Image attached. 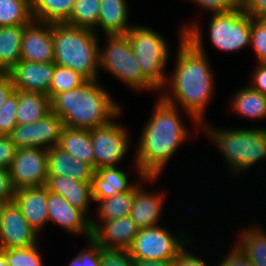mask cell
<instances>
[{
  "instance_id": "f35d334b",
  "label": "cell",
  "mask_w": 266,
  "mask_h": 266,
  "mask_svg": "<svg viewBox=\"0 0 266 266\" xmlns=\"http://www.w3.org/2000/svg\"><path fill=\"white\" fill-rule=\"evenodd\" d=\"M234 246V247H233ZM232 248L222 255V259L217 260L218 266H253L250 260L243 254L239 248L235 244H233Z\"/></svg>"
},
{
  "instance_id": "d6986e66",
  "label": "cell",
  "mask_w": 266,
  "mask_h": 266,
  "mask_svg": "<svg viewBox=\"0 0 266 266\" xmlns=\"http://www.w3.org/2000/svg\"><path fill=\"white\" fill-rule=\"evenodd\" d=\"M13 201L28 223L40 234L49 223L47 210V186L15 190Z\"/></svg>"
},
{
  "instance_id": "5bb4252c",
  "label": "cell",
  "mask_w": 266,
  "mask_h": 266,
  "mask_svg": "<svg viewBox=\"0 0 266 266\" xmlns=\"http://www.w3.org/2000/svg\"><path fill=\"white\" fill-rule=\"evenodd\" d=\"M39 237L16 203L7 202L0 219V250L29 247L40 243Z\"/></svg>"
},
{
  "instance_id": "7dc6e473",
  "label": "cell",
  "mask_w": 266,
  "mask_h": 266,
  "mask_svg": "<svg viewBox=\"0 0 266 266\" xmlns=\"http://www.w3.org/2000/svg\"><path fill=\"white\" fill-rule=\"evenodd\" d=\"M0 266H9L7 258L2 250H0Z\"/></svg>"
},
{
  "instance_id": "ba28073f",
  "label": "cell",
  "mask_w": 266,
  "mask_h": 266,
  "mask_svg": "<svg viewBox=\"0 0 266 266\" xmlns=\"http://www.w3.org/2000/svg\"><path fill=\"white\" fill-rule=\"evenodd\" d=\"M209 16L208 37L217 51L231 54L250 46L252 17L242 7Z\"/></svg>"
},
{
  "instance_id": "ffe728a7",
  "label": "cell",
  "mask_w": 266,
  "mask_h": 266,
  "mask_svg": "<svg viewBox=\"0 0 266 266\" xmlns=\"http://www.w3.org/2000/svg\"><path fill=\"white\" fill-rule=\"evenodd\" d=\"M48 176L72 177L75 180L92 183L94 168L79 161L58 146L47 150Z\"/></svg>"
},
{
  "instance_id": "52a82bcc",
  "label": "cell",
  "mask_w": 266,
  "mask_h": 266,
  "mask_svg": "<svg viewBox=\"0 0 266 266\" xmlns=\"http://www.w3.org/2000/svg\"><path fill=\"white\" fill-rule=\"evenodd\" d=\"M99 42V70L108 72L133 92H159L143 75L127 35H105ZM102 47V48H101ZM153 90V91H152Z\"/></svg>"
},
{
  "instance_id": "bcb514c9",
  "label": "cell",
  "mask_w": 266,
  "mask_h": 266,
  "mask_svg": "<svg viewBox=\"0 0 266 266\" xmlns=\"http://www.w3.org/2000/svg\"><path fill=\"white\" fill-rule=\"evenodd\" d=\"M134 266H175L174 261L134 260Z\"/></svg>"
},
{
  "instance_id": "4316f807",
  "label": "cell",
  "mask_w": 266,
  "mask_h": 266,
  "mask_svg": "<svg viewBox=\"0 0 266 266\" xmlns=\"http://www.w3.org/2000/svg\"><path fill=\"white\" fill-rule=\"evenodd\" d=\"M25 25L0 27V72H9L21 58Z\"/></svg>"
},
{
  "instance_id": "f1b7e54d",
  "label": "cell",
  "mask_w": 266,
  "mask_h": 266,
  "mask_svg": "<svg viewBox=\"0 0 266 266\" xmlns=\"http://www.w3.org/2000/svg\"><path fill=\"white\" fill-rule=\"evenodd\" d=\"M75 0H31L33 19L48 23H64Z\"/></svg>"
},
{
  "instance_id": "603a6c76",
  "label": "cell",
  "mask_w": 266,
  "mask_h": 266,
  "mask_svg": "<svg viewBox=\"0 0 266 266\" xmlns=\"http://www.w3.org/2000/svg\"><path fill=\"white\" fill-rule=\"evenodd\" d=\"M129 0H100L98 29L104 35H126L133 26L129 23Z\"/></svg>"
},
{
  "instance_id": "44dd1931",
  "label": "cell",
  "mask_w": 266,
  "mask_h": 266,
  "mask_svg": "<svg viewBox=\"0 0 266 266\" xmlns=\"http://www.w3.org/2000/svg\"><path fill=\"white\" fill-rule=\"evenodd\" d=\"M52 193L63 196L71 206L84 212L90 219L89 208L93 201L92 185L72 177L48 176L46 185ZM90 215V216H89Z\"/></svg>"
},
{
  "instance_id": "d4e9b609",
  "label": "cell",
  "mask_w": 266,
  "mask_h": 266,
  "mask_svg": "<svg viewBox=\"0 0 266 266\" xmlns=\"http://www.w3.org/2000/svg\"><path fill=\"white\" fill-rule=\"evenodd\" d=\"M58 147L71 154L77 160L88 163L95 170V158L90 130L65 126Z\"/></svg>"
},
{
  "instance_id": "d590c367",
  "label": "cell",
  "mask_w": 266,
  "mask_h": 266,
  "mask_svg": "<svg viewBox=\"0 0 266 266\" xmlns=\"http://www.w3.org/2000/svg\"><path fill=\"white\" fill-rule=\"evenodd\" d=\"M88 248H82L68 266H101L100 247L92 240H86Z\"/></svg>"
},
{
  "instance_id": "f546056e",
  "label": "cell",
  "mask_w": 266,
  "mask_h": 266,
  "mask_svg": "<svg viewBox=\"0 0 266 266\" xmlns=\"http://www.w3.org/2000/svg\"><path fill=\"white\" fill-rule=\"evenodd\" d=\"M100 0H75L70 17L64 22L73 27L88 28L98 33Z\"/></svg>"
},
{
  "instance_id": "7402d4cb",
  "label": "cell",
  "mask_w": 266,
  "mask_h": 266,
  "mask_svg": "<svg viewBox=\"0 0 266 266\" xmlns=\"http://www.w3.org/2000/svg\"><path fill=\"white\" fill-rule=\"evenodd\" d=\"M137 182L130 181L129 175L118 166L102 167L95 170L92 178L93 200L106 199L129 191Z\"/></svg>"
},
{
  "instance_id": "ac0fdd59",
  "label": "cell",
  "mask_w": 266,
  "mask_h": 266,
  "mask_svg": "<svg viewBox=\"0 0 266 266\" xmlns=\"http://www.w3.org/2000/svg\"><path fill=\"white\" fill-rule=\"evenodd\" d=\"M54 71V62L43 63L20 60L7 73L11 76L15 90L48 95Z\"/></svg>"
},
{
  "instance_id": "9a60e30c",
  "label": "cell",
  "mask_w": 266,
  "mask_h": 266,
  "mask_svg": "<svg viewBox=\"0 0 266 266\" xmlns=\"http://www.w3.org/2000/svg\"><path fill=\"white\" fill-rule=\"evenodd\" d=\"M47 210L49 223L54 222L66 233L77 237L82 234L86 240L91 239V219L81 210L71 206L63 196L49 191L48 187Z\"/></svg>"
},
{
  "instance_id": "cb8c5ba5",
  "label": "cell",
  "mask_w": 266,
  "mask_h": 266,
  "mask_svg": "<svg viewBox=\"0 0 266 266\" xmlns=\"http://www.w3.org/2000/svg\"><path fill=\"white\" fill-rule=\"evenodd\" d=\"M229 105L230 111L241 118L256 122L266 119V94L259 93L250 85L237 89Z\"/></svg>"
},
{
  "instance_id": "277c9868",
  "label": "cell",
  "mask_w": 266,
  "mask_h": 266,
  "mask_svg": "<svg viewBox=\"0 0 266 266\" xmlns=\"http://www.w3.org/2000/svg\"><path fill=\"white\" fill-rule=\"evenodd\" d=\"M201 133L208 136L218 149L228 166L229 172L236 177L245 174L261 160L266 159V128H223L204 122ZM232 172V173H231ZM238 174V175H237Z\"/></svg>"
},
{
  "instance_id": "e575fe53",
  "label": "cell",
  "mask_w": 266,
  "mask_h": 266,
  "mask_svg": "<svg viewBox=\"0 0 266 266\" xmlns=\"http://www.w3.org/2000/svg\"><path fill=\"white\" fill-rule=\"evenodd\" d=\"M256 62H266V18H252L251 44Z\"/></svg>"
},
{
  "instance_id": "3957f363",
  "label": "cell",
  "mask_w": 266,
  "mask_h": 266,
  "mask_svg": "<svg viewBox=\"0 0 266 266\" xmlns=\"http://www.w3.org/2000/svg\"><path fill=\"white\" fill-rule=\"evenodd\" d=\"M102 85L99 80H87L80 87L56 94L50 100L51 112L72 128L91 130L110 123L123 107Z\"/></svg>"
},
{
  "instance_id": "4dcf8cb0",
  "label": "cell",
  "mask_w": 266,
  "mask_h": 266,
  "mask_svg": "<svg viewBox=\"0 0 266 266\" xmlns=\"http://www.w3.org/2000/svg\"><path fill=\"white\" fill-rule=\"evenodd\" d=\"M32 20L31 0H0V27L27 25Z\"/></svg>"
},
{
  "instance_id": "83f0119b",
  "label": "cell",
  "mask_w": 266,
  "mask_h": 266,
  "mask_svg": "<svg viewBox=\"0 0 266 266\" xmlns=\"http://www.w3.org/2000/svg\"><path fill=\"white\" fill-rule=\"evenodd\" d=\"M134 193L135 185L129 191L120 193L119 195L101 200H93L97 203V219L93 216L91 221H109L130 216Z\"/></svg>"
},
{
  "instance_id": "7bdbcfd3",
  "label": "cell",
  "mask_w": 266,
  "mask_h": 266,
  "mask_svg": "<svg viewBox=\"0 0 266 266\" xmlns=\"http://www.w3.org/2000/svg\"><path fill=\"white\" fill-rule=\"evenodd\" d=\"M241 7L252 18H266V0H241Z\"/></svg>"
},
{
  "instance_id": "2e32d148",
  "label": "cell",
  "mask_w": 266,
  "mask_h": 266,
  "mask_svg": "<svg viewBox=\"0 0 266 266\" xmlns=\"http://www.w3.org/2000/svg\"><path fill=\"white\" fill-rule=\"evenodd\" d=\"M20 51L23 61L54 62L52 23L33 19L25 25Z\"/></svg>"
},
{
  "instance_id": "484cf974",
  "label": "cell",
  "mask_w": 266,
  "mask_h": 266,
  "mask_svg": "<svg viewBox=\"0 0 266 266\" xmlns=\"http://www.w3.org/2000/svg\"><path fill=\"white\" fill-rule=\"evenodd\" d=\"M51 112L48 95L39 92L18 90L17 124H31Z\"/></svg>"
},
{
  "instance_id": "8d00e7d4",
  "label": "cell",
  "mask_w": 266,
  "mask_h": 266,
  "mask_svg": "<svg viewBox=\"0 0 266 266\" xmlns=\"http://www.w3.org/2000/svg\"><path fill=\"white\" fill-rule=\"evenodd\" d=\"M101 266H134V259L128 249L101 248Z\"/></svg>"
},
{
  "instance_id": "e0dca14e",
  "label": "cell",
  "mask_w": 266,
  "mask_h": 266,
  "mask_svg": "<svg viewBox=\"0 0 266 266\" xmlns=\"http://www.w3.org/2000/svg\"><path fill=\"white\" fill-rule=\"evenodd\" d=\"M91 239L101 248L129 249L139 227L130 216L109 221H91Z\"/></svg>"
},
{
  "instance_id": "30bf717a",
  "label": "cell",
  "mask_w": 266,
  "mask_h": 266,
  "mask_svg": "<svg viewBox=\"0 0 266 266\" xmlns=\"http://www.w3.org/2000/svg\"><path fill=\"white\" fill-rule=\"evenodd\" d=\"M123 111L110 123L90 130L95 158V170L102 167L121 166L120 162L128 154L131 136L128 128L116 120Z\"/></svg>"
},
{
  "instance_id": "ab89813d",
  "label": "cell",
  "mask_w": 266,
  "mask_h": 266,
  "mask_svg": "<svg viewBox=\"0 0 266 266\" xmlns=\"http://www.w3.org/2000/svg\"><path fill=\"white\" fill-rule=\"evenodd\" d=\"M255 67H252L250 72V85L253 89L259 93L266 94V62H257Z\"/></svg>"
},
{
  "instance_id": "c3c4849f",
  "label": "cell",
  "mask_w": 266,
  "mask_h": 266,
  "mask_svg": "<svg viewBox=\"0 0 266 266\" xmlns=\"http://www.w3.org/2000/svg\"><path fill=\"white\" fill-rule=\"evenodd\" d=\"M6 203H7L6 201H1L0 200V219H1L3 208H4Z\"/></svg>"
},
{
  "instance_id": "8fae6325",
  "label": "cell",
  "mask_w": 266,
  "mask_h": 266,
  "mask_svg": "<svg viewBox=\"0 0 266 266\" xmlns=\"http://www.w3.org/2000/svg\"><path fill=\"white\" fill-rule=\"evenodd\" d=\"M8 170L15 190L47 185V150L40 147L17 149Z\"/></svg>"
},
{
  "instance_id": "7a4b0ae2",
  "label": "cell",
  "mask_w": 266,
  "mask_h": 266,
  "mask_svg": "<svg viewBox=\"0 0 266 266\" xmlns=\"http://www.w3.org/2000/svg\"><path fill=\"white\" fill-rule=\"evenodd\" d=\"M156 97L133 152L132 161L139 177H160L179 147L194 135L183 121L182 110L164 101L159 94Z\"/></svg>"
},
{
  "instance_id": "8992f818",
  "label": "cell",
  "mask_w": 266,
  "mask_h": 266,
  "mask_svg": "<svg viewBox=\"0 0 266 266\" xmlns=\"http://www.w3.org/2000/svg\"><path fill=\"white\" fill-rule=\"evenodd\" d=\"M142 75L160 92L166 85L171 57L167 39L148 26L135 24L126 33Z\"/></svg>"
},
{
  "instance_id": "60d3db41",
  "label": "cell",
  "mask_w": 266,
  "mask_h": 266,
  "mask_svg": "<svg viewBox=\"0 0 266 266\" xmlns=\"http://www.w3.org/2000/svg\"><path fill=\"white\" fill-rule=\"evenodd\" d=\"M17 148L9 136L0 135V168L9 169Z\"/></svg>"
},
{
  "instance_id": "4fadbf2b",
  "label": "cell",
  "mask_w": 266,
  "mask_h": 266,
  "mask_svg": "<svg viewBox=\"0 0 266 266\" xmlns=\"http://www.w3.org/2000/svg\"><path fill=\"white\" fill-rule=\"evenodd\" d=\"M159 177H139L135 184L134 199L131 206V220L140 228L154 227L160 225L166 193L161 190L152 191L145 189V186L156 182ZM147 182V183H146ZM144 183H146L144 185ZM144 185V186H143ZM157 192V193H156Z\"/></svg>"
},
{
  "instance_id": "b9f144b4",
  "label": "cell",
  "mask_w": 266,
  "mask_h": 266,
  "mask_svg": "<svg viewBox=\"0 0 266 266\" xmlns=\"http://www.w3.org/2000/svg\"><path fill=\"white\" fill-rule=\"evenodd\" d=\"M192 238L193 239L178 253L174 260L175 266H210V264H207L203 258L201 259V257L198 256V253L196 255L190 252L191 249L187 250L189 244L195 239L194 237Z\"/></svg>"
},
{
  "instance_id": "836d02e7",
  "label": "cell",
  "mask_w": 266,
  "mask_h": 266,
  "mask_svg": "<svg viewBox=\"0 0 266 266\" xmlns=\"http://www.w3.org/2000/svg\"><path fill=\"white\" fill-rule=\"evenodd\" d=\"M18 90H13L0 107V135L8 136L17 125Z\"/></svg>"
},
{
  "instance_id": "74e56055",
  "label": "cell",
  "mask_w": 266,
  "mask_h": 266,
  "mask_svg": "<svg viewBox=\"0 0 266 266\" xmlns=\"http://www.w3.org/2000/svg\"><path fill=\"white\" fill-rule=\"evenodd\" d=\"M205 13H223L241 7V0H187Z\"/></svg>"
},
{
  "instance_id": "f6af8a7d",
  "label": "cell",
  "mask_w": 266,
  "mask_h": 266,
  "mask_svg": "<svg viewBox=\"0 0 266 266\" xmlns=\"http://www.w3.org/2000/svg\"><path fill=\"white\" fill-rule=\"evenodd\" d=\"M14 90L11 76L0 72V107L4 104L9 94Z\"/></svg>"
},
{
  "instance_id": "d6a6232c",
  "label": "cell",
  "mask_w": 266,
  "mask_h": 266,
  "mask_svg": "<svg viewBox=\"0 0 266 266\" xmlns=\"http://www.w3.org/2000/svg\"><path fill=\"white\" fill-rule=\"evenodd\" d=\"M40 243L29 247L2 250L9 266H45L40 252Z\"/></svg>"
},
{
  "instance_id": "5b68a950",
  "label": "cell",
  "mask_w": 266,
  "mask_h": 266,
  "mask_svg": "<svg viewBox=\"0 0 266 266\" xmlns=\"http://www.w3.org/2000/svg\"><path fill=\"white\" fill-rule=\"evenodd\" d=\"M54 63L87 80H99V35L91 29L52 23Z\"/></svg>"
},
{
  "instance_id": "7c38bea8",
  "label": "cell",
  "mask_w": 266,
  "mask_h": 266,
  "mask_svg": "<svg viewBox=\"0 0 266 266\" xmlns=\"http://www.w3.org/2000/svg\"><path fill=\"white\" fill-rule=\"evenodd\" d=\"M64 127L62 118L49 112L37 122L17 124L8 136L17 149L40 147L48 150L58 146Z\"/></svg>"
},
{
  "instance_id": "9c48e42d",
  "label": "cell",
  "mask_w": 266,
  "mask_h": 266,
  "mask_svg": "<svg viewBox=\"0 0 266 266\" xmlns=\"http://www.w3.org/2000/svg\"><path fill=\"white\" fill-rule=\"evenodd\" d=\"M177 234L162 224L140 228L128 250L134 260L174 261L178 253L192 240L191 233L190 236L188 232Z\"/></svg>"
},
{
  "instance_id": "6da1fadb",
  "label": "cell",
  "mask_w": 266,
  "mask_h": 266,
  "mask_svg": "<svg viewBox=\"0 0 266 266\" xmlns=\"http://www.w3.org/2000/svg\"><path fill=\"white\" fill-rule=\"evenodd\" d=\"M189 22L180 26L174 69L167 74L170 76L159 96L173 106H180L200 133L207 120L206 109L216 92V77L205 51L204 28L196 20Z\"/></svg>"
},
{
  "instance_id": "1f68e13d",
  "label": "cell",
  "mask_w": 266,
  "mask_h": 266,
  "mask_svg": "<svg viewBox=\"0 0 266 266\" xmlns=\"http://www.w3.org/2000/svg\"><path fill=\"white\" fill-rule=\"evenodd\" d=\"M87 79L80 73L55 64V71L52 77V83L48 92L51 100L56 94L70 91L83 85Z\"/></svg>"
},
{
  "instance_id": "ee69618b",
  "label": "cell",
  "mask_w": 266,
  "mask_h": 266,
  "mask_svg": "<svg viewBox=\"0 0 266 266\" xmlns=\"http://www.w3.org/2000/svg\"><path fill=\"white\" fill-rule=\"evenodd\" d=\"M15 189L11 183L9 170L0 168V200L10 202L13 201Z\"/></svg>"
}]
</instances>
